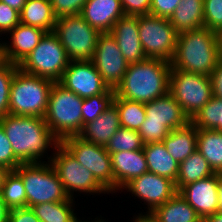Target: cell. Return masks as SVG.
I'll return each mask as SVG.
<instances>
[{
  "instance_id": "obj_1",
  "label": "cell",
  "mask_w": 222,
  "mask_h": 222,
  "mask_svg": "<svg viewBox=\"0 0 222 222\" xmlns=\"http://www.w3.org/2000/svg\"><path fill=\"white\" fill-rule=\"evenodd\" d=\"M0 125L21 164L43 162L40 159L47 150L60 144L42 117L7 114L0 118Z\"/></svg>"
},
{
  "instance_id": "obj_2",
  "label": "cell",
  "mask_w": 222,
  "mask_h": 222,
  "mask_svg": "<svg viewBox=\"0 0 222 222\" xmlns=\"http://www.w3.org/2000/svg\"><path fill=\"white\" fill-rule=\"evenodd\" d=\"M171 63L159 58H147L128 65L115 97L148 103L169 92Z\"/></svg>"
},
{
  "instance_id": "obj_3",
  "label": "cell",
  "mask_w": 222,
  "mask_h": 222,
  "mask_svg": "<svg viewBox=\"0 0 222 222\" xmlns=\"http://www.w3.org/2000/svg\"><path fill=\"white\" fill-rule=\"evenodd\" d=\"M219 61L216 32L203 27L178 34L172 68L209 76Z\"/></svg>"
},
{
  "instance_id": "obj_4",
  "label": "cell",
  "mask_w": 222,
  "mask_h": 222,
  "mask_svg": "<svg viewBox=\"0 0 222 222\" xmlns=\"http://www.w3.org/2000/svg\"><path fill=\"white\" fill-rule=\"evenodd\" d=\"M83 98L54 82L44 119L49 129L61 141L78 135L82 130Z\"/></svg>"
},
{
  "instance_id": "obj_5",
  "label": "cell",
  "mask_w": 222,
  "mask_h": 222,
  "mask_svg": "<svg viewBox=\"0 0 222 222\" xmlns=\"http://www.w3.org/2000/svg\"><path fill=\"white\" fill-rule=\"evenodd\" d=\"M54 81L15 71L9 95V114L44 118Z\"/></svg>"
},
{
  "instance_id": "obj_6",
  "label": "cell",
  "mask_w": 222,
  "mask_h": 222,
  "mask_svg": "<svg viewBox=\"0 0 222 222\" xmlns=\"http://www.w3.org/2000/svg\"><path fill=\"white\" fill-rule=\"evenodd\" d=\"M15 171L21 176L27 196V207L69 199L50 162L20 164Z\"/></svg>"
},
{
  "instance_id": "obj_7",
  "label": "cell",
  "mask_w": 222,
  "mask_h": 222,
  "mask_svg": "<svg viewBox=\"0 0 222 222\" xmlns=\"http://www.w3.org/2000/svg\"><path fill=\"white\" fill-rule=\"evenodd\" d=\"M69 62L64 47L52 31L45 33L39 44L18 65V68L30 75L59 82Z\"/></svg>"
},
{
  "instance_id": "obj_8",
  "label": "cell",
  "mask_w": 222,
  "mask_h": 222,
  "mask_svg": "<svg viewBox=\"0 0 222 222\" xmlns=\"http://www.w3.org/2000/svg\"><path fill=\"white\" fill-rule=\"evenodd\" d=\"M53 32L57 35L70 61L93 59L101 32L91 27L81 15L57 18Z\"/></svg>"
},
{
  "instance_id": "obj_9",
  "label": "cell",
  "mask_w": 222,
  "mask_h": 222,
  "mask_svg": "<svg viewBox=\"0 0 222 222\" xmlns=\"http://www.w3.org/2000/svg\"><path fill=\"white\" fill-rule=\"evenodd\" d=\"M169 93L190 120L213 98L209 76L172 67L169 75Z\"/></svg>"
},
{
  "instance_id": "obj_10",
  "label": "cell",
  "mask_w": 222,
  "mask_h": 222,
  "mask_svg": "<svg viewBox=\"0 0 222 222\" xmlns=\"http://www.w3.org/2000/svg\"><path fill=\"white\" fill-rule=\"evenodd\" d=\"M53 152V156H47V162L54 168L69 198L74 199V192L109 194L91 171L81 165L61 143Z\"/></svg>"
},
{
  "instance_id": "obj_11",
  "label": "cell",
  "mask_w": 222,
  "mask_h": 222,
  "mask_svg": "<svg viewBox=\"0 0 222 222\" xmlns=\"http://www.w3.org/2000/svg\"><path fill=\"white\" fill-rule=\"evenodd\" d=\"M60 143L81 165L91 171L94 178L109 193H115L111 155L104 146L86 141L78 135L66 137Z\"/></svg>"
},
{
  "instance_id": "obj_12",
  "label": "cell",
  "mask_w": 222,
  "mask_h": 222,
  "mask_svg": "<svg viewBox=\"0 0 222 222\" xmlns=\"http://www.w3.org/2000/svg\"><path fill=\"white\" fill-rule=\"evenodd\" d=\"M138 29L140 42L147 58L172 61L178 33L169 19L150 14L138 16Z\"/></svg>"
},
{
  "instance_id": "obj_13",
  "label": "cell",
  "mask_w": 222,
  "mask_h": 222,
  "mask_svg": "<svg viewBox=\"0 0 222 222\" xmlns=\"http://www.w3.org/2000/svg\"><path fill=\"white\" fill-rule=\"evenodd\" d=\"M91 61L106 84L113 90L122 82L129 65L110 32L99 35Z\"/></svg>"
},
{
  "instance_id": "obj_14",
  "label": "cell",
  "mask_w": 222,
  "mask_h": 222,
  "mask_svg": "<svg viewBox=\"0 0 222 222\" xmlns=\"http://www.w3.org/2000/svg\"><path fill=\"white\" fill-rule=\"evenodd\" d=\"M123 189L132 193V196L134 194L135 197L142 200V202L144 201V204L147 205L146 214L143 215L141 212L138 216H147L177 193L174 181L150 172L132 179L121 191Z\"/></svg>"
},
{
  "instance_id": "obj_15",
  "label": "cell",
  "mask_w": 222,
  "mask_h": 222,
  "mask_svg": "<svg viewBox=\"0 0 222 222\" xmlns=\"http://www.w3.org/2000/svg\"><path fill=\"white\" fill-rule=\"evenodd\" d=\"M59 83L81 98L113 91L91 60L70 61Z\"/></svg>"
},
{
  "instance_id": "obj_16",
  "label": "cell",
  "mask_w": 222,
  "mask_h": 222,
  "mask_svg": "<svg viewBox=\"0 0 222 222\" xmlns=\"http://www.w3.org/2000/svg\"><path fill=\"white\" fill-rule=\"evenodd\" d=\"M218 174L183 186L178 194L197 212L202 220L217 212L218 206Z\"/></svg>"
},
{
  "instance_id": "obj_17",
  "label": "cell",
  "mask_w": 222,
  "mask_h": 222,
  "mask_svg": "<svg viewBox=\"0 0 222 222\" xmlns=\"http://www.w3.org/2000/svg\"><path fill=\"white\" fill-rule=\"evenodd\" d=\"M110 33L129 64L147 59L139 38L138 16H123L114 24Z\"/></svg>"
},
{
  "instance_id": "obj_18",
  "label": "cell",
  "mask_w": 222,
  "mask_h": 222,
  "mask_svg": "<svg viewBox=\"0 0 222 222\" xmlns=\"http://www.w3.org/2000/svg\"><path fill=\"white\" fill-rule=\"evenodd\" d=\"M45 33L41 28L19 23L9 32L11 41H2L5 60L19 65L39 44Z\"/></svg>"
},
{
  "instance_id": "obj_19",
  "label": "cell",
  "mask_w": 222,
  "mask_h": 222,
  "mask_svg": "<svg viewBox=\"0 0 222 222\" xmlns=\"http://www.w3.org/2000/svg\"><path fill=\"white\" fill-rule=\"evenodd\" d=\"M145 111L146 118L144 122L161 123L170 130L182 128L190 122L180 104L169 92L162 97L145 103Z\"/></svg>"
},
{
  "instance_id": "obj_20",
  "label": "cell",
  "mask_w": 222,
  "mask_h": 222,
  "mask_svg": "<svg viewBox=\"0 0 222 222\" xmlns=\"http://www.w3.org/2000/svg\"><path fill=\"white\" fill-rule=\"evenodd\" d=\"M80 15L91 27L105 33L110 32L125 13L120 0H87Z\"/></svg>"
},
{
  "instance_id": "obj_21",
  "label": "cell",
  "mask_w": 222,
  "mask_h": 222,
  "mask_svg": "<svg viewBox=\"0 0 222 222\" xmlns=\"http://www.w3.org/2000/svg\"><path fill=\"white\" fill-rule=\"evenodd\" d=\"M110 155L115 180V192L122 190L132 179L148 172L147 161L143 149L135 151H118Z\"/></svg>"
},
{
  "instance_id": "obj_22",
  "label": "cell",
  "mask_w": 222,
  "mask_h": 222,
  "mask_svg": "<svg viewBox=\"0 0 222 222\" xmlns=\"http://www.w3.org/2000/svg\"><path fill=\"white\" fill-rule=\"evenodd\" d=\"M119 111L113 103L95 120L83 125L79 137L96 145L104 146L117 132L120 126Z\"/></svg>"
},
{
  "instance_id": "obj_23",
  "label": "cell",
  "mask_w": 222,
  "mask_h": 222,
  "mask_svg": "<svg viewBox=\"0 0 222 222\" xmlns=\"http://www.w3.org/2000/svg\"><path fill=\"white\" fill-rule=\"evenodd\" d=\"M152 222H202L197 212L178 192L146 216Z\"/></svg>"
},
{
  "instance_id": "obj_24",
  "label": "cell",
  "mask_w": 222,
  "mask_h": 222,
  "mask_svg": "<svg viewBox=\"0 0 222 222\" xmlns=\"http://www.w3.org/2000/svg\"><path fill=\"white\" fill-rule=\"evenodd\" d=\"M162 142L168 154L180 164L197 150V128L189 122L182 128L171 130Z\"/></svg>"
},
{
  "instance_id": "obj_25",
  "label": "cell",
  "mask_w": 222,
  "mask_h": 222,
  "mask_svg": "<svg viewBox=\"0 0 222 222\" xmlns=\"http://www.w3.org/2000/svg\"><path fill=\"white\" fill-rule=\"evenodd\" d=\"M169 21L176 32L204 27V0H181Z\"/></svg>"
},
{
  "instance_id": "obj_26",
  "label": "cell",
  "mask_w": 222,
  "mask_h": 222,
  "mask_svg": "<svg viewBox=\"0 0 222 222\" xmlns=\"http://www.w3.org/2000/svg\"><path fill=\"white\" fill-rule=\"evenodd\" d=\"M148 172L176 182L179 163L166 150L163 142L149 143L143 146Z\"/></svg>"
},
{
  "instance_id": "obj_27",
  "label": "cell",
  "mask_w": 222,
  "mask_h": 222,
  "mask_svg": "<svg viewBox=\"0 0 222 222\" xmlns=\"http://www.w3.org/2000/svg\"><path fill=\"white\" fill-rule=\"evenodd\" d=\"M56 17L50 0H27L20 12V23L54 31Z\"/></svg>"
},
{
  "instance_id": "obj_28",
  "label": "cell",
  "mask_w": 222,
  "mask_h": 222,
  "mask_svg": "<svg viewBox=\"0 0 222 222\" xmlns=\"http://www.w3.org/2000/svg\"><path fill=\"white\" fill-rule=\"evenodd\" d=\"M197 151L214 173L222 174V133L215 129H197Z\"/></svg>"
},
{
  "instance_id": "obj_29",
  "label": "cell",
  "mask_w": 222,
  "mask_h": 222,
  "mask_svg": "<svg viewBox=\"0 0 222 222\" xmlns=\"http://www.w3.org/2000/svg\"><path fill=\"white\" fill-rule=\"evenodd\" d=\"M215 174L205 157L195 151L180 163L175 182L177 192L185 185Z\"/></svg>"
},
{
  "instance_id": "obj_30",
  "label": "cell",
  "mask_w": 222,
  "mask_h": 222,
  "mask_svg": "<svg viewBox=\"0 0 222 222\" xmlns=\"http://www.w3.org/2000/svg\"><path fill=\"white\" fill-rule=\"evenodd\" d=\"M73 203L74 199L69 198L63 202L36 204L31 209L41 222H75L77 215Z\"/></svg>"
},
{
  "instance_id": "obj_31",
  "label": "cell",
  "mask_w": 222,
  "mask_h": 222,
  "mask_svg": "<svg viewBox=\"0 0 222 222\" xmlns=\"http://www.w3.org/2000/svg\"><path fill=\"white\" fill-rule=\"evenodd\" d=\"M113 103L119 111L120 126L138 131L146 118L145 103L115 97Z\"/></svg>"
},
{
  "instance_id": "obj_32",
  "label": "cell",
  "mask_w": 222,
  "mask_h": 222,
  "mask_svg": "<svg viewBox=\"0 0 222 222\" xmlns=\"http://www.w3.org/2000/svg\"><path fill=\"white\" fill-rule=\"evenodd\" d=\"M1 196L10 210L27 207V196L23 180L15 170H10L7 174Z\"/></svg>"
},
{
  "instance_id": "obj_33",
  "label": "cell",
  "mask_w": 222,
  "mask_h": 222,
  "mask_svg": "<svg viewBox=\"0 0 222 222\" xmlns=\"http://www.w3.org/2000/svg\"><path fill=\"white\" fill-rule=\"evenodd\" d=\"M143 146L144 144L138 131L120 127L110 138L105 148L111 154L118 151L140 150L143 149Z\"/></svg>"
},
{
  "instance_id": "obj_34",
  "label": "cell",
  "mask_w": 222,
  "mask_h": 222,
  "mask_svg": "<svg viewBox=\"0 0 222 222\" xmlns=\"http://www.w3.org/2000/svg\"><path fill=\"white\" fill-rule=\"evenodd\" d=\"M115 98V90L112 92H104L103 94L93 95L83 98L82 104V128L83 125L95 120L108 107L113 104Z\"/></svg>"
},
{
  "instance_id": "obj_35",
  "label": "cell",
  "mask_w": 222,
  "mask_h": 222,
  "mask_svg": "<svg viewBox=\"0 0 222 222\" xmlns=\"http://www.w3.org/2000/svg\"><path fill=\"white\" fill-rule=\"evenodd\" d=\"M219 99L213 97L190 122L197 129H215L219 125Z\"/></svg>"
},
{
  "instance_id": "obj_36",
  "label": "cell",
  "mask_w": 222,
  "mask_h": 222,
  "mask_svg": "<svg viewBox=\"0 0 222 222\" xmlns=\"http://www.w3.org/2000/svg\"><path fill=\"white\" fill-rule=\"evenodd\" d=\"M18 65L5 62L0 67V118L9 114L10 87Z\"/></svg>"
},
{
  "instance_id": "obj_37",
  "label": "cell",
  "mask_w": 222,
  "mask_h": 222,
  "mask_svg": "<svg viewBox=\"0 0 222 222\" xmlns=\"http://www.w3.org/2000/svg\"><path fill=\"white\" fill-rule=\"evenodd\" d=\"M204 27L214 32L222 29V0H204Z\"/></svg>"
},
{
  "instance_id": "obj_38",
  "label": "cell",
  "mask_w": 222,
  "mask_h": 222,
  "mask_svg": "<svg viewBox=\"0 0 222 222\" xmlns=\"http://www.w3.org/2000/svg\"><path fill=\"white\" fill-rule=\"evenodd\" d=\"M171 130L161 123L143 122L138 130L143 144L162 142Z\"/></svg>"
},
{
  "instance_id": "obj_39",
  "label": "cell",
  "mask_w": 222,
  "mask_h": 222,
  "mask_svg": "<svg viewBox=\"0 0 222 222\" xmlns=\"http://www.w3.org/2000/svg\"><path fill=\"white\" fill-rule=\"evenodd\" d=\"M56 18L80 15L87 0H50Z\"/></svg>"
},
{
  "instance_id": "obj_40",
  "label": "cell",
  "mask_w": 222,
  "mask_h": 222,
  "mask_svg": "<svg viewBox=\"0 0 222 222\" xmlns=\"http://www.w3.org/2000/svg\"><path fill=\"white\" fill-rule=\"evenodd\" d=\"M20 164L14 155L11 143L0 125V165L7 167L9 170H15Z\"/></svg>"
},
{
  "instance_id": "obj_41",
  "label": "cell",
  "mask_w": 222,
  "mask_h": 222,
  "mask_svg": "<svg viewBox=\"0 0 222 222\" xmlns=\"http://www.w3.org/2000/svg\"><path fill=\"white\" fill-rule=\"evenodd\" d=\"M20 23V12L0 1V35L9 33Z\"/></svg>"
},
{
  "instance_id": "obj_42",
  "label": "cell",
  "mask_w": 222,
  "mask_h": 222,
  "mask_svg": "<svg viewBox=\"0 0 222 222\" xmlns=\"http://www.w3.org/2000/svg\"><path fill=\"white\" fill-rule=\"evenodd\" d=\"M127 16H142L150 14L151 0H120Z\"/></svg>"
},
{
  "instance_id": "obj_43",
  "label": "cell",
  "mask_w": 222,
  "mask_h": 222,
  "mask_svg": "<svg viewBox=\"0 0 222 222\" xmlns=\"http://www.w3.org/2000/svg\"><path fill=\"white\" fill-rule=\"evenodd\" d=\"M181 0H151L150 15L169 19Z\"/></svg>"
},
{
  "instance_id": "obj_44",
  "label": "cell",
  "mask_w": 222,
  "mask_h": 222,
  "mask_svg": "<svg viewBox=\"0 0 222 222\" xmlns=\"http://www.w3.org/2000/svg\"><path fill=\"white\" fill-rule=\"evenodd\" d=\"M8 222H41L31 208H15L9 211Z\"/></svg>"
},
{
  "instance_id": "obj_45",
  "label": "cell",
  "mask_w": 222,
  "mask_h": 222,
  "mask_svg": "<svg viewBox=\"0 0 222 222\" xmlns=\"http://www.w3.org/2000/svg\"><path fill=\"white\" fill-rule=\"evenodd\" d=\"M213 97L222 100V61H219L213 72L209 75Z\"/></svg>"
},
{
  "instance_id": "obj_46",
  "label": "cell",
  "mask_w": 222,
  "mask_h": 222,
  "mask_svg": "<svg viewBox=\"0 0 222 222\" xmlns=\"http://www.w3.org/2000/svg\"><path fill=\"white\" fill-rule=\"evenodd\" d=\"M9 211L10 209L7 207L0 194V222H8Z\"/></svg>"
},
{
  "instance_id": "obj_47",
  "label": "cell",
  "mask_w": 222,
  "mask_h": 222,
  "mask_svg": "<svg viewBox=\"0 0 222 222\" xmlns=\"http://www.w3.org/2000/svg\"><path fill=\"white\" fill-rule=\"evenodd\" d=\"M0 1L9 5L13 9L21 12L27 0H0Z\"/></svg>"
},
{
  "instance_id": "obj_48",
  "label": "cell",
  "mask_w": 222,
  "mask_h": 222,
  "mask_svg": "<svg viewBox=\"0 0 222 222\" xmlns=\"http://www.w3.org/2000/svg\"><path fill=\"white\" fill-rule=\"evenodd\" d=\"M218 206L217 212L222 213V174H218Z\"/></svg>"
},
{
  "instance_id": "obj_49",
  "label": "cell",
  "mask_w": 222,
  "mask_h": 222,
  "mask_svg": "<svg viewBox=\"0 0 222 222\" xmlns=\"http://www.w3.org/2000/svg\"><path fill=\"white\" fill-rule=\"evenodd\" d=\"M202 222H222V213L216 212L206 216Z\"/></svg>"
},
{
  "instance_id": "obj_50",
  "label": "cell",
  "mask_w": 222,
  "mask_h": 222,
  "mask_svg": "<svg viewBox=\"0 0 222 222\" xmlns=\"http://www.w3.org/2000/svg\"><path fill=\"white\" fill-rule=\"evenodd\" d=\"M9 172H10V170L7 167L0 165V194L2 191V187L4 184L5 178Z\"/></svg>"
},
{
  "instance_id": "obj_51",
  "label": "cell",
  "mask_w": 222,
  "mask_h": 222,
  "mask_svg": "<svg viewBox=\"0 0 222 222\" xmlns=\"http://www.w3.org/2000/svg\"><path fill=\"white\" fill-rule=\"evenodd\" d=\"M219 60L222 61V29L216 32Z\"/></svg>"
},
{
  "instance_id": "obj_52",
  "label": "cell",
  "mask_w": 222,
  "mask_h": 222,
  "mask_svg": "<svg viewBox=\"0 0 222 222\" xmlns=\"http://www.w3.org/2000/svg\"><path fill=\"white\" fill-rule=\"evenodd\" d=\"M219 106H220V114H219V125L215 128V130L222 133V100L219 99Z\"/></svg>"
},
{
  "instance_id": "obj_53",
  "label": "cell",
  "mask_w": 222,
  "mask_h": 222,
  "mask_svg": "<svg viewBox=\"0 0 222 222\" xmlns=\"http://www.w3.org/2000/svg\"><path fill=\"white\" fill-rule=\"evenodd\" d=\"M0 67L6 62L5 56H4V49H3V44L2 40L0 41Z\"/></svg>"
},
{
  "instance_id": "obj_54",
  "label": "cell",
  "mask_w": 222,
  "mask_h": 222,
  "mask_svg": "<svg viewBox=\"0 0 222 222\" xmlns=\"http://www.w3.org/2000/svg\"><path fill=\"white\" fill-rule=\"evenodd\" d=\"M133 218L134 220L132 222H152L146 216H136Z\"/></svg>"
},
{
  "instance_id": "obj_55",
  "label": "cell",
  "mask_w": 222,
  "mask_h": 222,
  "mask_svg": "<svg viewBox=\"0 0 222 222\" xmlns=\"http://www.w3.org/2000/svg\"><path fill=\"white\" fill-rule=\"evenodd\" d=\"M97 219V220H96ZM75 222H106V221H104L103 219H102V217H101V219L100 218H95V220L93 219V221L91 220V221H82V220H79L78 218L76 219V221Z\"/></svg>"
}]
</instances>
